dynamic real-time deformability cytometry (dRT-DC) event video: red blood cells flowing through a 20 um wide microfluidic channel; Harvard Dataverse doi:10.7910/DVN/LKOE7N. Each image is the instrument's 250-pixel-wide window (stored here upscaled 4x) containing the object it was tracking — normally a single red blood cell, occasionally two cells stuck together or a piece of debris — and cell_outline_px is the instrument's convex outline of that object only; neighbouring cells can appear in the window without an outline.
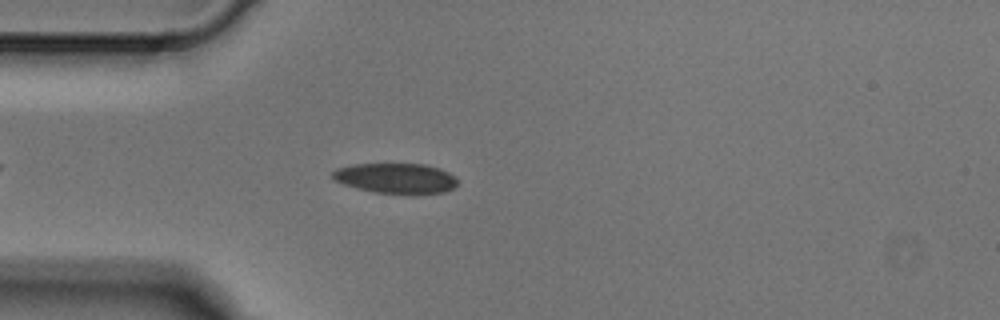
{"species": "Egyptian fruit bat (a non-hibernating species)", "species_latin": "Rousettus aegyptiacus", "temperature_condition": "cold", "stored_images_in_passage": 4, "camera_frame_rate_fps": 3000, "um_per_image_px": 0.085, "animal": {"sex": "male"}, "frame": {"image": 1, "passage_image": 4, "time_ms": 1.0, "image_size_px": [1000, 320], "cell_outline_px": [[456, 184], [452, 188], [444, 192], [416, 196], [372, 192], [356, 188], [344, 184], [336, 180], [332, 176], [332, 172], [336, 168], [352, 164], [424, 164], [440, 168], [456, 176]], "centroid_in_image_um": [33.67, 15.18], "position_along_channel_um": 51.3, "area_um2": 22.54}}